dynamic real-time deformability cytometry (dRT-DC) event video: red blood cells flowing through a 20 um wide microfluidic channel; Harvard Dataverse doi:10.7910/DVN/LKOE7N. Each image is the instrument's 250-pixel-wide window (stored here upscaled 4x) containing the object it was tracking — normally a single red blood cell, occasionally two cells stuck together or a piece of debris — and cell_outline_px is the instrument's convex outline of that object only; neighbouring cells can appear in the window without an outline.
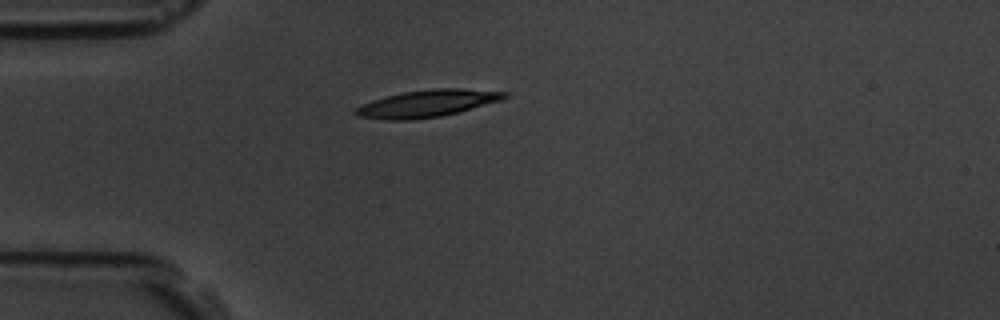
{"species": "common noctule bat (a hibernating species)", "species_latin": "Nyctalus noctula", "temperature_condition": "room temperature", "stored_images_in_passage": 1, "camera_frame_rate_fps": 3000, "um_per_image_px": 0.085, "animal": {"sex": "male", "body_mass_g": 19.5, "forearm_length_mm": 54.6}, "frame": {"image": 1, "passage_image": 1, "time_ms": 0.0, "image_size_px": [1000, 320], "cell_outline_px": [[508, 96], [500, 100], [460, 112], [440, 116], [412, 120], [388, 120], [356, 116], [352, 112], [356, 108], [372, 100], [404, 92], [432, 88], [460, 88], [508, 92]], "centroid_in_image_um": [36.31, 8.8], "position_along_channel_um": 48.7, "area_um2": 23.41}}